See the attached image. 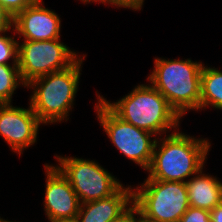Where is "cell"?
Wrapping results in <instances>:
<instances>
[{"label":"cell","mask_w":222,"mask_h":222,"mask_svg":"<svg viewBox=\"0 0 222 222\" xmlns=\"http://www.w3.org/2000/svg\"><path fill=\"white\" fill-rule=\"evenodd\" d=\"M161 142L159 146L156 140L146 180L185 182L186 177L198 174L203 169L211 145L208 140L192 138L176 131Z\"/></svg>","instance_id":"cell-1"},{"label":"cell","mask_w":222,"mask_h":222,"mask_svg":"<svg viewBox=\"0 0 222 222\" xmlns=\"http://www.w3.org/2000/svg\"><path fill=\"white\" fill-rule=\"evenodd\" d=\"M151 85L166 98L182 117L188 109L199 110L201 98V71L203 64L187 60L155 59Z\"/></svg>","instance_id":"cell-2"},{"label":"cell","mask_w":222,"mask_h":222,"mask_svg":"<svg viewBox=\"0 0 222 222\" xmlns=\"http://www.w3.org/2000/svg\"><path fill=\"white\" fill-rule=\"evenodd\" d=\"M99 97L123 121L154 134L179 126L181 118L152 85H138L126 97L110 103Z\"/></svg>","instance_id":"cell-3"},{"label":"cell","mask_w":222,"mask_h":222,"mask_svg":"<svg viewBox=\"0 0 222 222\" xmlns=\"http://www.w3.org/2000/svg\"><path fill=\"white\" fill-rule=\"evenodd\" d=\"M83 60L80 57L68 68L38 77L26 85L34 88L30 105L41 123L66 119L77 93Z\"/></svg>","instance_id":"cell-4"},{"label":"cell","mask_w":222,"mask_h":222,"mask_svg":"<svg viewBox=\"0 0 222 222\" xmlns=\"http://www.w3.org/2000/svg\"><path fill=\"white\" fill-rule=\"evenodd\" d=\"M140 187L133 191V203L146 222H179L190 207L185 182L145 180Z\"/></svg>","instance_id":"cell-5"},{"label":"cell","mask_w":222,"mask_h":222,"mask_svg":"<svg viewBox=\"0 0 222 222\" xmlns=\"http://www.w3.org/2000/svg\"><path fill=\"white\" fill-rule=\"evenodd\" d=\"M97 96V116L108 137L122 154L147 171L157 138L151 141L154 134L123 121Z\"/></svg>","instance_id":"cell-6"},{"label":"cell","mask_w":222,"mask_h":222,"mask_svg":"<svg viewBox=\"0 0 222 222\" xmlns=\"http://www.w3.org/2000/svg\"><path fill=\"white\" fill-rule=\"evenodd\" d=\"M56 168L69 181L80 204L115 194L122 184L95 161L56 156Z\"/></svg>","instance_id":"cell-7"},{"label":"cell","mask_w":222,"mask_h":222,"mask_svg":"<svg viewBox=\"0 0 222 222\" xmlns=\"http://www.w3.org/2000/svg\"><path fill=\"white\" fill-rule=\"evenodd\" d=\"M60 39L18 44V68L24 87L32 80L71 66L78 55Z\"/></svg>","instance_id":"cell-8"},{"label":"cell","mask_w":222,"mask_h":222,"mask_svg":"<svg viewBox=\"0 0 222 222\" xmlns=\"http://www.w3.org/2000/svg\"><path fill=\"white\" fill-rule=\"evenodd\" d=\"M40 124L31 105L24 109L11 103L0 104V135L16 153L22 154L24 148L36 142Z\"/></svg>","instance_id":"cell-9"},{"label":"cell","mask_w":222,"mask_h":222,"mask_svg":"<svg viewBox=\"0 0 222 222\" xmlns=\"http://www.w3.org/2000/svg\"><path fill=\"white\" fill-rule=\"evenodd\" d=\"M44 167L47 172L44 210L49 222L75 220L80 207L77 194L56 166Z\"/></svg>","instance_id":"cell-10"},{"label":"cell","mask_w":222,"mask_h":222,"mask_svg":"<svg viewBox=\"0 0 222 222\" xmlns=\"http://www.w3.org/2000/svg\"><path fill=\"white\" fill-rule=\"evenodd\" d=\"M42 4V0H38L14 17L13 30L19 37L24 36V40L46 41L60 38L59 16Z\"/></svg>","instance_id":"cell-11"},{"label":"cell","mask_w":222,"mask_h":222,"mask_svg":"<svg viewBox=\"0 0 222 222\" xmlns=\"http://www.w3.org/2000/svg\"><path fill=\"white\" fill-rule=\"evenodd\" d=\"M133 190L123 186L113 195L80 204L76 222H111L133 203Z\"/></svg>","instance_id":"cell-12"},{"label":"cell","mask_w":222,"mask_h":222,"mask_svg":"<svg viewBox=\"0 0 222 222\" xmlns=\"http://www.w3.org/2000/svg\"><path fill=\"white\" fill-rule=\"evenodd\" d=\"M195 176L185 181L189 204L211 211L222 202V183L215 177L203 174L202 169Z\"/></svg>","instance_id":"cell-13"},{"label":"cell","mask_w":222,"mask_h":222,"mask_svg":"<svg viewBox=\"0 0 222 222\" xmlns=\"http://www.w3.org/2000/svg\"><path fill=\"white\" fill-rule=\"evenodd\" d=\"M211 105L222 110V71L203 65L200 109Z\"/></svg>","instance_id":"cell-14"},{"label":"cell","mask_w":222,"mask_h":222,"mask_svg":"<svg viewBox=\"0 0 222 222\" xmlns=\"http://www.w3.org/2000/svg\"><path fill=\"white\" fill-rule=\"evenodd\" d=\"M12 66L0 64V104L11 103L12 95L21 80L18 60H13Z\"/></svg>","instance_id":"cell-15"},{"label":"cell","mask_w":222,"mask_h":222,"mask_svg":"<svg viewBox=\"0 0 222 222\" xmlns=\"http://www.w3.org/2000/svg\"><path fill=\"white\" fill-rule=\"evenodd\" d=\"M18 42L14 38L0 35V64H8L9 59L18 60Z\"/></svg>","instance_id":"cell-16"},{"label":"cell","mask_w":222,"mask_h":222,"mask_svg":"<svg viewBox=\"0 0 222 222\" xmlns=\"http://www.w3.org/2000/svg\"><path fill=\"white\" fill-rule=\"evenodd\" d=\"M179 222H211L210 211L190 206Z\"/></svg>","instance_id":"cell-17"},{"label":"cell","mask_w":222,"mask_h":222,"mask_svg":"<svg viewBox=\"0 0 222 222\" xmlns=\"http://www.w3.org/2000/svg\"><path fill=\"white\" fill-rule=\"evenodd\" d=\"M38 0H0L3 8L14 18L22 10L35 4Z\"/></svg>","instance_id":"cell-18"},{"label":"cell","mask_w":222,"mask_h":222,"mask_svg":"<svg viewBox=\"0 0 222 222\" xmlns=\"http://www.w3.org/2000/svg\"><path fill=\"white\" fill-rule=\"evenodd\" d=\"M136 214L137 216H141L138 207L134 203H131V205L122 214L111 222H139L141 218H136Z\"/></svg>","instance_id":"cell-19"},{"label":"cell","mask_w":222,"mask_h":222,"mask_svg":"<svg viewBox=\"0 0 222 222\" xmlns=\"http://www.w3.org/2000/svg\"><path fill=\"white\" fill-rule=\"evenodd\" d=\"M97 2L99 1L102 3H108L111 5H116L117 7H124V8H132L134 10L141 9L144 0H90L89 2Z\"/></svg>","instance_id":"cell-20"},{"label":"cell","mask_w":222,"mask_h":222,"mask_svg":"<svg viewBox=\"0 0 222 222\" xmlns=\"http://www.w3.org/2000/svg\"><path fill=\"white\" fill-rule=\"evenodd\" d=\"M14 18L0 4V34L7 32L13 26Z\"/></svg>","instance_id":"cell-21"},{"label":"cell","mask_w":222,"mask_h":222,"mask_svg":"<svg viewBox=\"0 0 222 222\" xmlns=\"http://www.w3.org/2000/svg\"><path fill=\"white\" fill-rule=\"evenodd\" d=\"M211 222H222V202L210 211Z\"/></svg>","instance_id":"cell-22"},{"label":"cell","mask_w":222,"mask_h":222,"mask_svg":"<svg viewBox=\"0 0 222 222\" xmlns=\"http://www.w3.org/2000/svg\"><path fill=\"white\" fill-rule=\"evenodd\" d=\"M0 222H10V221H7V220H5V219H1V217H0ZM12 222V221H11Z\"/></svg>","instance_id":"cell-23"},{"label":"cell","mask_w":222,"mask_h":222,"mask_svg":"<svg viewBox=\"0 0 222 222\" xmlns=\"http://www.w3.org/2000/svg\"><path fill=\"white\" fill-rule=\"evenodd\" d=\"M59 222H76L75 220H73V221H59Z\"/></svg>","instance_id":"cell-24"},{"label":"cell","mask_w":222,"mask_h":222,"mask_svg":"<svg viewBox=\"0 0 222 222\" xmlns=\"http://www.w3.org/2000/svg\"><path fill=\"white\" fill-rule=\"evenodd\" d=\"M81 1H83V2L87 3V2H89L90 0H81Z\"/></svg>","instance_id":"cell-25"}]
</instances>
